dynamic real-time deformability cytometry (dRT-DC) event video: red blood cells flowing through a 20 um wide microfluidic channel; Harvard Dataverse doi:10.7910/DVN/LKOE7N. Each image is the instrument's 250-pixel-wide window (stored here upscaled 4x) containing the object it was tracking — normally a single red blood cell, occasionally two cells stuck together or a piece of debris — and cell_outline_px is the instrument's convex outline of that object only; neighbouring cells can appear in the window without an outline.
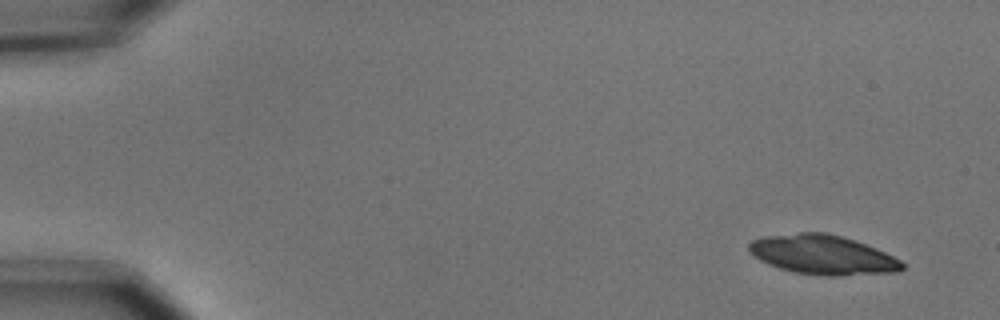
{"species": "common noctule bat (a hibernating species)", "species_latin": "Nyctalus noctula", "temperature_condition": "cold", "stored_images_in_passage": 4, "camera_frame_rate_fps": 3000, "um_per_image_px": 0.085, "animal": {"sex": "male", "body_mass_g": 15.6}, "frame": {"image": 1, "passage_image": 1, "time_ms": 0.0, "image_size_px": [1000, 320], "cell_outline_px": [[904, 268], [900, 272], [840, 276], [824, 276], [792, 272], [768, 264], [760, 260], [748, 248], [748, 244], [752, 240], [764, 236], [800, 232], [824, 232], [840, 236], [876, 248], [900, 260], [904, 264]], "centroid_in_image_um": [69.94, 21.67], "position_along_channel_um": 15.1, "area_um2": 35.14}}